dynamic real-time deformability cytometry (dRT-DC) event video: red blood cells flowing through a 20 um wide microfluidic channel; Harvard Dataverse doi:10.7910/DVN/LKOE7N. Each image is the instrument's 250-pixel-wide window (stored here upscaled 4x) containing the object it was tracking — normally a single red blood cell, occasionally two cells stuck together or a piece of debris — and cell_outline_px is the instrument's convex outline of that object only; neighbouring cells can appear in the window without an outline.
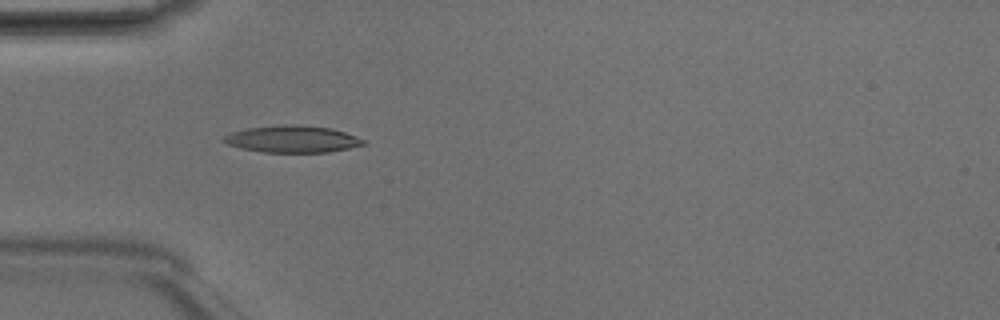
{"species": "Egyptian fruit bat (a non-hibernating species)", "species_latin": "Rousettus aegyptiacus", "temperature_condition": "room temperature", "stored_images_in_passage": 5, "camera_frame_rate_fps": 3000, "um_per_image_px": 0.085, "animal": {"sex": "male"}, "frame": {"image": 1, "passage_image": 5, "time_ms": 1.333, "image_size_px": [1000, 320], "cell_outline_px": [[368, 140], [364, 144], [348, 148], [328, 152], [264, 152], [240, 148], [228, 144], [224, 140], [224, 136], [232, 132], [248, 128], [284, 124], [296, 124], [332, 128]], "centroid_in_image_um": [24.88, 11.81], "position_along_channel_um": 60.1, "area_um2": 21.79}}